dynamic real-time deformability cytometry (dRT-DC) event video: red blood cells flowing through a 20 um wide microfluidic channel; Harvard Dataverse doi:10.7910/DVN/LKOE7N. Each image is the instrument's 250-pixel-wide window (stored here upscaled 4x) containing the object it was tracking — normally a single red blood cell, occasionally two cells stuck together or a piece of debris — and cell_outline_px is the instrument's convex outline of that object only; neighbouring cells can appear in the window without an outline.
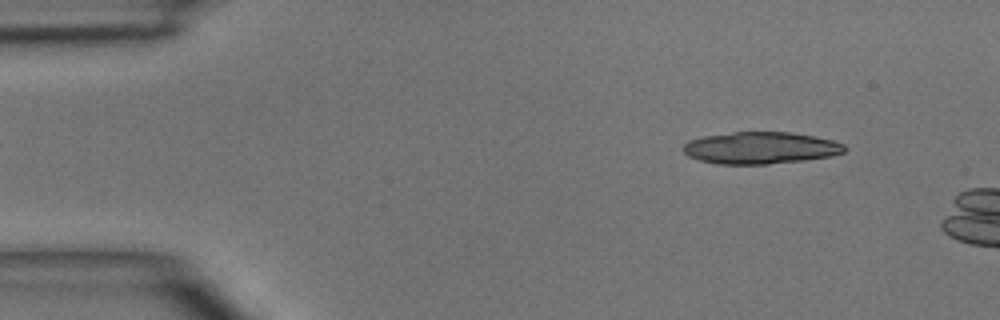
{"species": "common noctule bat (a hibernating species)", "species_latin": "Nyctalus noctula", "temperature_condition": "room temperature", "stored_images_in_passage": 2, "camera_frame_rate_fps": 3000, "um_per_image_px": 0.085, "animal": {"sex": "male", "body_mass_g": 15.6}, "frame": {"image": 1, "passage_image": 1, "time_ms": 0.0, "image_size_px": [1000, 320], "cell_outline_px": [[844, 152], [832, 156], [804, 160], [768, 164], [716, 164], [700, 160], [688, 156], [684, 152], [684, 144], [688, 140], [704, 136], [732, 132], [792, 132], [816, 136], [832, 140], [844, 144]], "centroid_in_image_um": [64.64, 12.57], "position_along_channel_um": 20.4, "area_um2": 30.06}}